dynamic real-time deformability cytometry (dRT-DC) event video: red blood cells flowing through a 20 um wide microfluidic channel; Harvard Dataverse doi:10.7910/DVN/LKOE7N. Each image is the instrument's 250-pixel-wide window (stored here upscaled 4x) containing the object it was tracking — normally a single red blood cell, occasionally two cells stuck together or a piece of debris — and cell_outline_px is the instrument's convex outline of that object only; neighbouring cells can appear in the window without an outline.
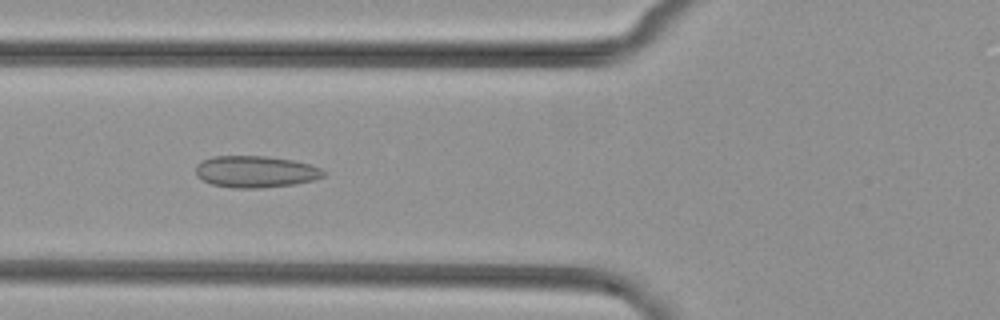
{"species": "common noctule bat (a hibernating species)", "species_latin": "Nyctalus noctula", "temperature_condition": "cold", "stored_images_in_passage": 52, "camera_frame_rate_fps": 3000, "um_per_image_px": 0.085, "animal": {"sex": "female", "body_mass_g": 29.2, "forearm_length_mm": 56.3}, "frame": {"image": 1, "passage_image": 20, "time_ms": 6.333, "image_size_px": [1000, 320], "cell_outline_px": [[328, 172], [324, 176], [312, 180], [292, 184], [260, 188], [232, 188], [212, 184], [196, 176], [196, 164], [212, 156], [264, 156], [292, 160], [308, 164], [320, 168]], "centroid_in_image_um": [21.71, 14.59], "position_along_channel_um": 104.1, "area_um2": 23.47}}
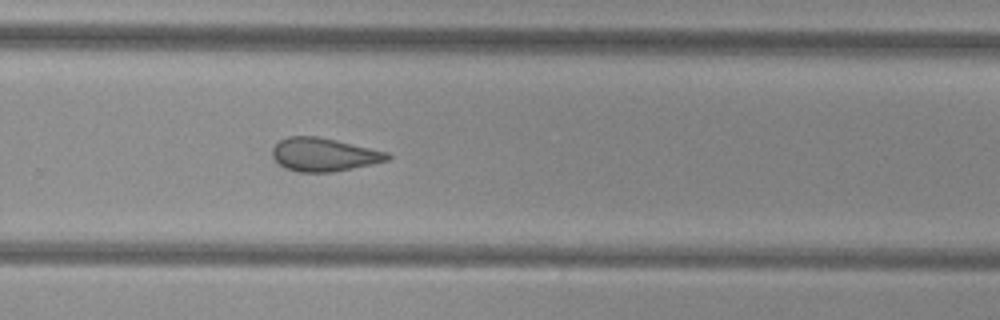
{"frame": {"image": 2, "passage_image": 35, "time_ms": 11.333, "image_size_px": [1000, 320], "cell_outline_px": [[392, 156], [388, 160], [372, 164], [332, 172], [300, 172], [284, 168], [272, 156], [272, 148], [280, 140], [288, 136], [320, 136], [388, 152]], "centroid_in_image_um": [27.53, 13.13], "position_along_channel_um": 302.3, "area_um2": 22.37}}
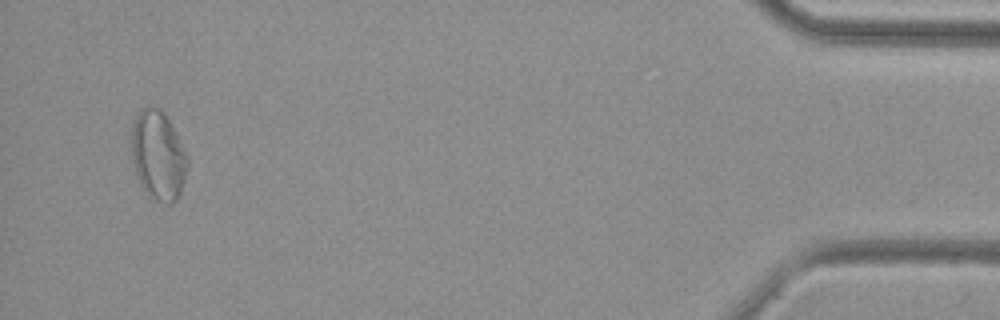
{"frame": {"image": 3, "passage_image": 50, "time_ms": 16.333, "image_size_px": [1000, 320], "cell_outline_px": [[188, 168], [180, 192], [176, 200], [172, 204], [164, 204], [152, 200], [144, 192], [140, 184], [132, 160], [132, 124], [140, 108], [160, 108], [168, 120], [180, 140], [188, 156]], "centroid_in_image_um": [13.44, 13.27], "position_along_channel_um": 421.8, "area_um2": 29.19}}